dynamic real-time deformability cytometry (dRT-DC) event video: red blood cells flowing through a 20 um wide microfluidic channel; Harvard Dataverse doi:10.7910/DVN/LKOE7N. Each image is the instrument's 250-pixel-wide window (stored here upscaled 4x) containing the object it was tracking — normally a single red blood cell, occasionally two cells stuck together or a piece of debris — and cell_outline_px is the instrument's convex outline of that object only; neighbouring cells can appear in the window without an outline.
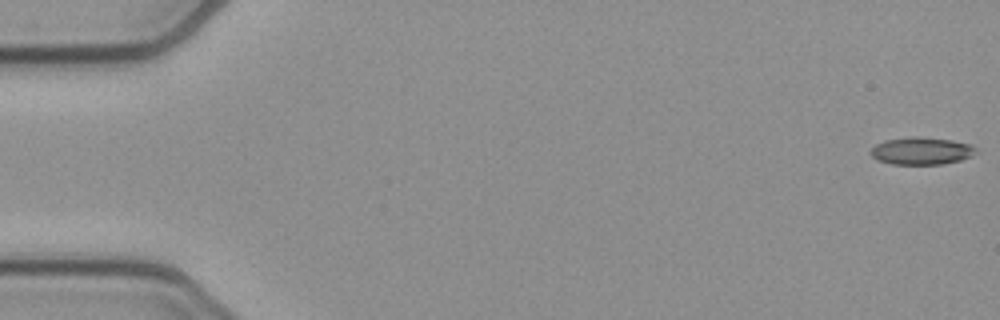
{"species": "common noctule bat (a hibernating species)", "species_latin": "Nyctalus noctula", "temperature_condition": "cold", "stored_images_in_passage": 54, "camera_frame_rate_fps": 3000, "um_per_image_px": 0.085, "animal": {"sex": "female", "body_mass_g": 21.9}, "frame": {"image": 1, "passage_image": 1, "time_ms": 0.0, "image_size_px": [1000, 320], "cell_outline_px": [[976, 152], [972, 156], [960, 160], [940, 164], [892, 164], [876, 160], [868, 152], [876, 144], [884, 140], [908, 136], [920, 136], [952, 140], [972, 144], [976, 148]], "centroid_in_image_um": [78.3, 12.81], "position_along_channel_um": 6.7, "area_um2": 17.05}}
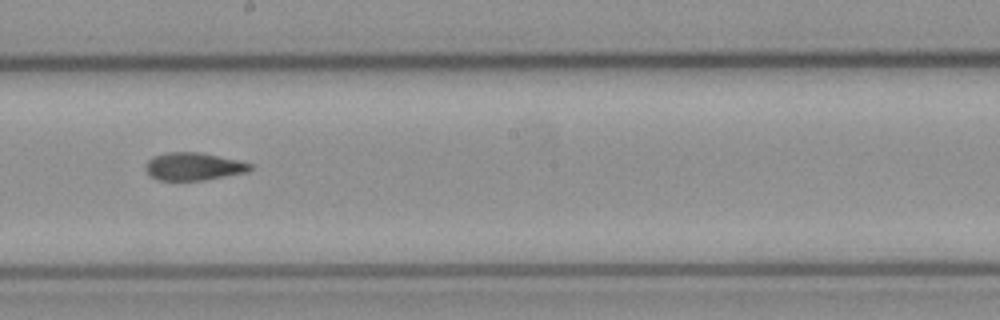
{"frame": {"image": 2, "passage_image": 30, "time_ms": 9.667, "image_size_px": [1000, 320], "cell_outline_px": [[252, 168], [248, 172], [204, 180], [160, 180], [152, 176], [144, 168], [148, 160], [152, 156], [168, 152], [200, 152], [236, 160], [252, 164]], "centroid_in_image_um": [16.44, 14.14], "position_along_channel_um": 231.8, "area_um2": 16.76}}
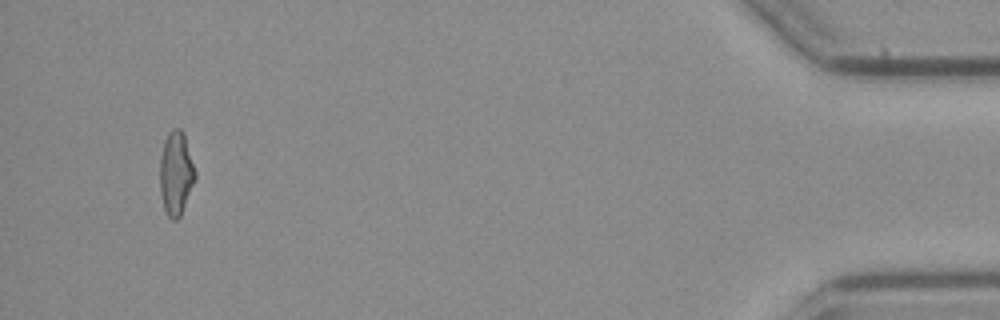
{"frame": {"image": 3, "passage_image": 51, "time_ms": 16.667, "image_size_px": [1000, 320], "cell_outline_px": [[196, 180], [180, 216], [176, 220], [172, 220], [168, 216], [164, 208], [160, 192], [160, 156], [164, 140], [168, 132], [172, 128], [180, 128], [184, 132], [196, 172]], "centroid_in_image_um": [14.96, 14.7], "position_along_channel_um": 420.2, "area_um2": 17.46}, "authors_computed_cell_mechanics": {"area_um2": 17.2822, "velocity_mm_per_s": 3.8474, "shape_relaxation_time_tau1_ms": 7.6147, "shape_relaxation_time_tau2_ms": 4.0869, "deformation_change_tau1": 0.1795, "deformation_change_tau2": 0.1186}}